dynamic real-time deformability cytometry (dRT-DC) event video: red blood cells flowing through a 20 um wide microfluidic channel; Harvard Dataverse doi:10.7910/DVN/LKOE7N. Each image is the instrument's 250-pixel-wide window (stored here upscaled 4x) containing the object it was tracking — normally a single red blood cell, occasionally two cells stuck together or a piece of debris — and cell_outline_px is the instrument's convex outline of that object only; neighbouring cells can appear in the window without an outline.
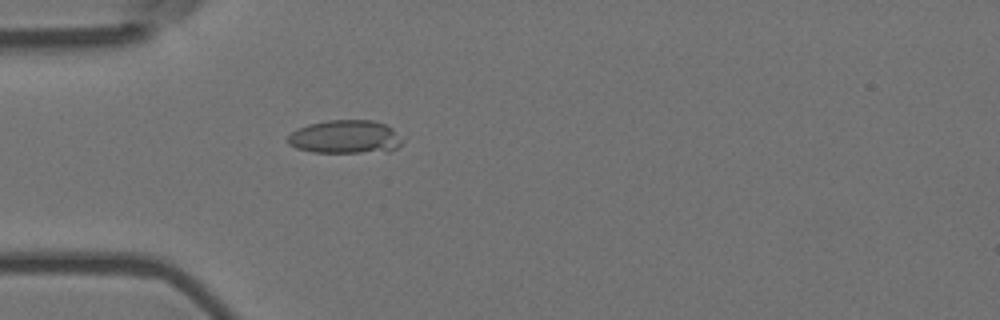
{"species": "Egyptian fruit bat (a non-hibernating species)", "species_latin": "Rousettus aegyptiacus", "temperature_condition": "room temperature", "stored_images_in_passage": 40, "camera_frame_rate_fps": 3000, "um_per_image_px": 0.085, "animal": {"sex": "female"}, "frame": {"image": 1, "passage_image": 1, "time_ms": 0.0, "image_size_px": [1000, 320], "cell_outline_px": [[404, 140], [396, 148], [388, 152], [312, 152], [296, 148], [288, 144], [288, 136], [292, 132], [308, 124], [328, 120], [372, 120], [384, 124], [392, 128]], "centroid_in_image_um": [29.37, 11.64], "position_along_channel_um": 55.6, "area_um2": 22.31}}
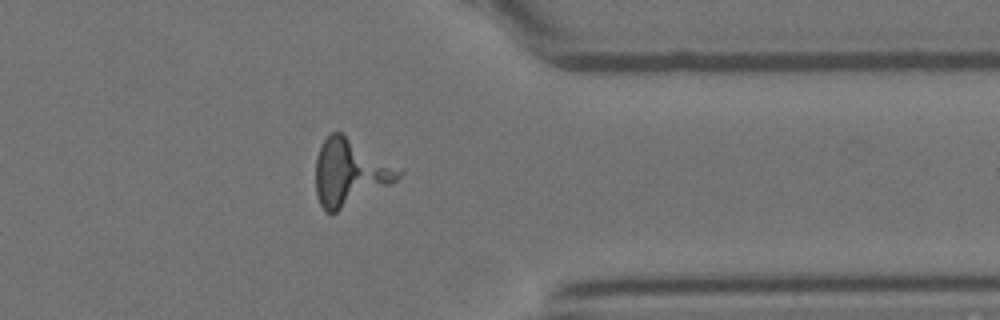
{"frame": {"image": 2, "passage_image": 29, "time_ms": 9.333, "image_size_px": [1000, 320], "cell_outline_px": [[404, 172], [396, 180], [336, 212], [324, 212], [320, 204], [316, 192], [316, 156], [320, 144], [332, 132], [340, 132], [404, 168]], "centroid_in_image_um": [29.75, 14.62], "position_along_channel_um": 381.7, "area_um2": 31.96}}
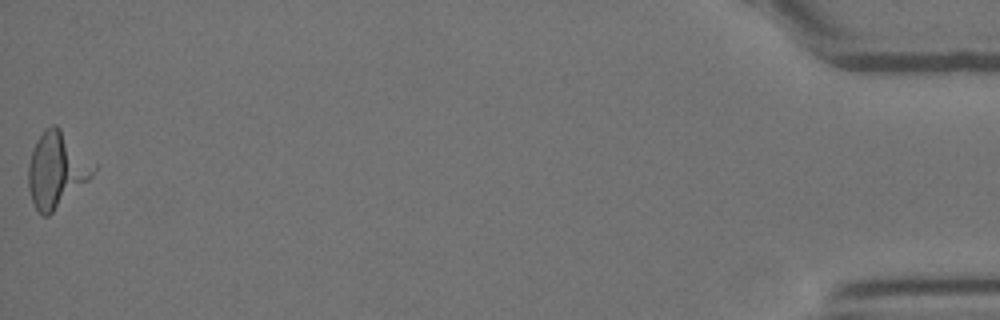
{"frame": {"image": 3, "passage_image": 40, "time_ms": 13.0, "image_size_px": [1000, 320], "cell_outline_px": [[96, 168], [92, 176], [88, 180], [48, 216], [40, 216], [32, 200], [28, 188], [28, 164], [36, 140], [44, 128], [52, 124], [56, 124], [96, 164]], "centroid_in_image_um": [4.79, 14.42], "position_along_channel_um": 430.4, "area_um2": 28.44}}